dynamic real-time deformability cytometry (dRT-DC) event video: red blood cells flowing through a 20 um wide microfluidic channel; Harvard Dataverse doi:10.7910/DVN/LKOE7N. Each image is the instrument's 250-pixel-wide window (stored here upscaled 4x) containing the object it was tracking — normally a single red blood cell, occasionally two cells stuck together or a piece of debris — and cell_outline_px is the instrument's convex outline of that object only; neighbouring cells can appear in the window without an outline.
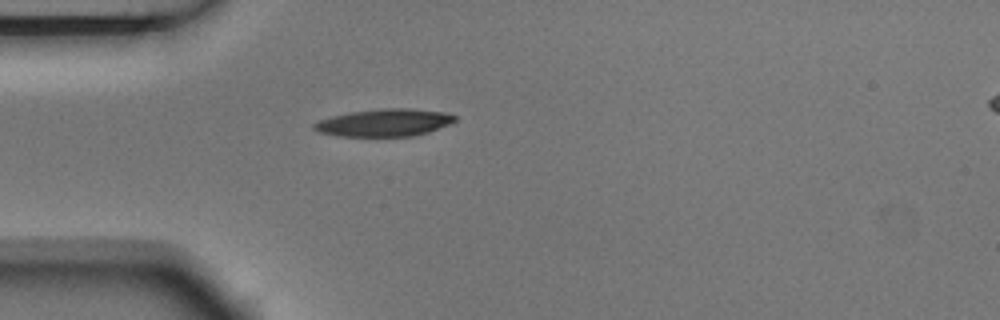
{"species": "Egyptian fruit bat (a non-hibernating species)", "species_latin": "Rousettus aegyptiacus", "temperature_condition": "room temperature", "stored_images_in_passage": 2, "segment_of_instrument_passage": [1, 2], "camera_frame_rate_fps": 3000, "um_per_image_px": 0.085, "animal": {"sex": "male"}, "frame": {"image": 1, "passage_image": 1, "time_ms": 0.0, "image_size_px": [1000, 320], "cell_outline_px": [[456, 120], [448, 124], [428, 132], [412, 136], [336, 136], [320, 132], [312, 128], [312, 124], [320, 120], [332, 116], [352, 112], [384, 108], [408, 108], [448, 112], [456, 116]], "centroid_in_image_um": [32.67, 10.42], "position_along_channel_um": 52.3, "area_um2": 22.43}}